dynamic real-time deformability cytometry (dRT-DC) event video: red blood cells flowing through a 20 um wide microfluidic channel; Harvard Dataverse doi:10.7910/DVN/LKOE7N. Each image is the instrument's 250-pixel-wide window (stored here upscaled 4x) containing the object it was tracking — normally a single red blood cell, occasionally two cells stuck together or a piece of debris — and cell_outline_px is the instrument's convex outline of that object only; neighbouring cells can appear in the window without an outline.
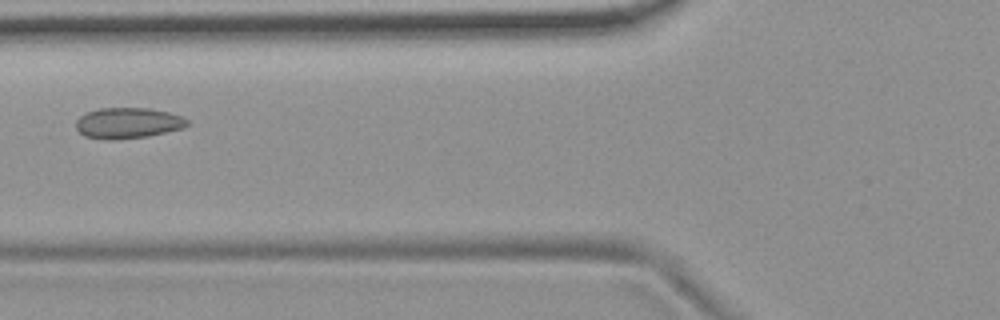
{"species": "common noctule bat (a hibernating species)", "species_latin": "Nyctalus noctula", "temperature_condition": "room temperature", "stored_images_in_passage": 5, "camera_frame_rate_fps": 3000, "um_per_image_px": 0.085, "animal": {"sex": "female", "body_mass_g": 19.9}, "frame": {"image": 1, "passage_image": 5, "time_ms": 4.667, "image_size_px": [1000, 320], "cell_outline_px": [[188, 124], [184, 128], [148, 136], [112, 140], [108, 140], [84, 136], [76, 128], [76, 120], [80, 116], [88, 112], [100, 108], [148, 108], [168, 112], [180, 116], [188, 120]], "centroid_in_image_um": [10.86, 10.46], "position_along_channel_um": 114.9, "area_um2": 19.88}}